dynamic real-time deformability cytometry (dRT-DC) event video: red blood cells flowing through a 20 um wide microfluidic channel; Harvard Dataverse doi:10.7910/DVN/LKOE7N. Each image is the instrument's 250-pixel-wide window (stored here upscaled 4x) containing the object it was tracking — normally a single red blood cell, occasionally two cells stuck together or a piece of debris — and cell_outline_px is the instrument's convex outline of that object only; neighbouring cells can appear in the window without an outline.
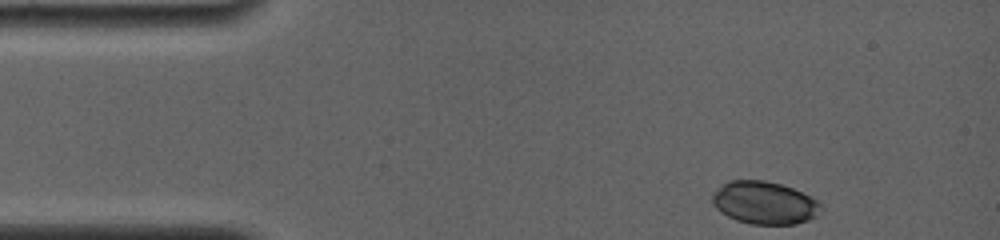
{"species": "common noctule bat (a hibernating species)", "species_latin": "Nyctalus noctula", "temperature_condition": "room temperature", "stored_images_in_passage": 51, "camera_frame_rate_fps": 4000, "um_per_image_px": 0.085, "animal": {"sex": "female", "body_mass_g": 19.0, "forearm_length_mm": 56.7}, "frame": {"image": 1, "passage_image": 1, "time_ms": 0.0, "image_size_px": [1000, 240], "cell_outline_px": [[820, 216], [796, 224], [752, 224], [736, 220], [720, 212], [712, 204], [712, 192], [728, 180], [764, 180], [780, 184], [792, 188], [816, 200], [820, 204]], "centroid_in_image_um": [64.95, 17.24], "position_along_channel_um": 20.1, "area_um2": 27.05}}
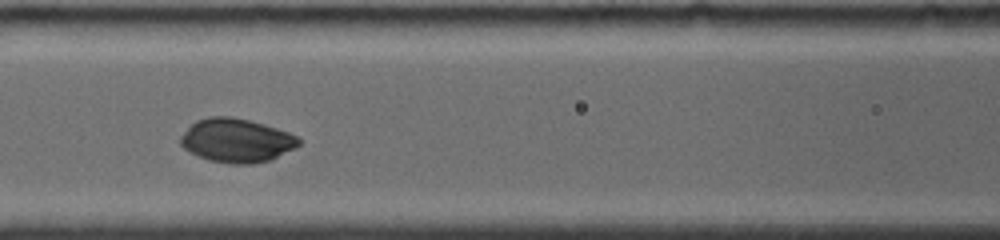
{"frame": {"image": 2, "passage_image": 22, "time_ms": 5.25, "image_size_px": [1000, 240], "cell_outline_px": [[300, 144], [272, 160], [252, 164], [232, 164], [208, 160], [184, 148], [180, 144], [180, 136], [196, 120], [208, 116], [228, 116], [248, 120], [264, 124], [288, 132], [296, 136], [300, 140]], "centroid_in_image_um": [20.1, 11.94], "position_along_channel_um": 146.5, "area_um2": 30.0}}
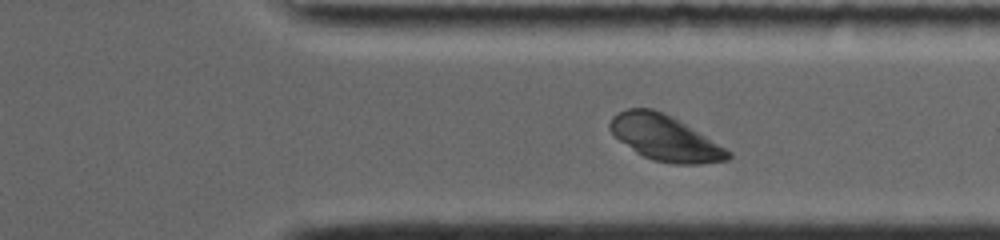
{"frame": {"image": 3, "passage_image": 44, "time_ms": 10.75, "image_size_px": [1000, 240], "cell_outline_px": [[732, 156], [728, 160], [700, 164], [676, 164], [652, 160], [636, 152], [620, 140], [608, 128], [608, 124], [612, 116], [628, 108], [652, 108], [672, 116], [732, 152]], "centroid_in_image_um": [56.52, 11.73], "position_along_channel_um": 354.9, "area_um2": 30.98}, "authors_computed_cell_mechanics": {"area_um2": 29.8826, "velocity_mm_per_s": 3.7867, "shape_relaxation_time_tau1_ms": 3.0119, "shape_relaxation_time_tau2_ms": null, "deformation_change_tau1": 0.1927, "deformation_change_tau2": null}}